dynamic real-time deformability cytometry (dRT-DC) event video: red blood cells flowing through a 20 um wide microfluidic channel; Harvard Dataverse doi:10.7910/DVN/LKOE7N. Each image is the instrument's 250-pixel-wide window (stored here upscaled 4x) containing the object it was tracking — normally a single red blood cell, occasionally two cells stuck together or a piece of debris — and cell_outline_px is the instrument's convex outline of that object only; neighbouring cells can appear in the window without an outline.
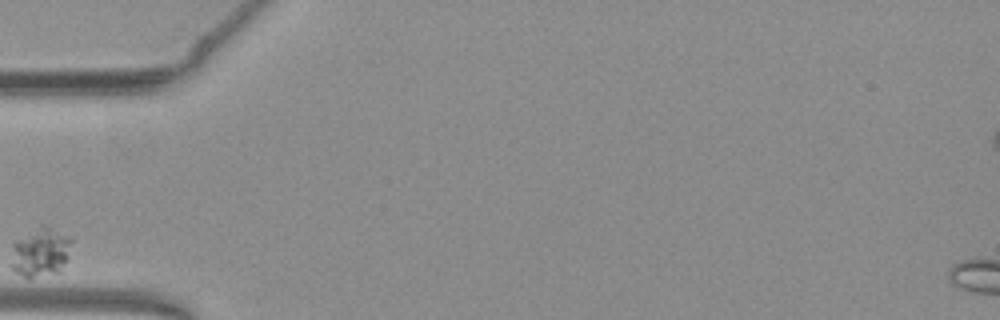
{"species": "common noctule bat (a hibernating species)", "species_latin": "Nyctalus noctula", "temperature_condition": "warm", "stored_images_in_passage": 28, "camera_frame_rate_fps": 3000, "um_per_image_px": 0.085, "animal": {"sex": "female", "body_mass_g": 19.3, "forearm_length_mm": 54.1}, "frame": {"image": 1, "passage_image": 1, "time_ms": 0.0, "image_size_px": [1000, 320], "cell_outline_px": [[72, 240], [60, 272], [28, 280], [16, 272], [12, 268], [12, 240], [40, 224], [44, 224], [72, 236]], "centroid_in_image_um": [3.4, 21.41], "position_along_channel_um": 81.6, "area_um2": 17.8}}
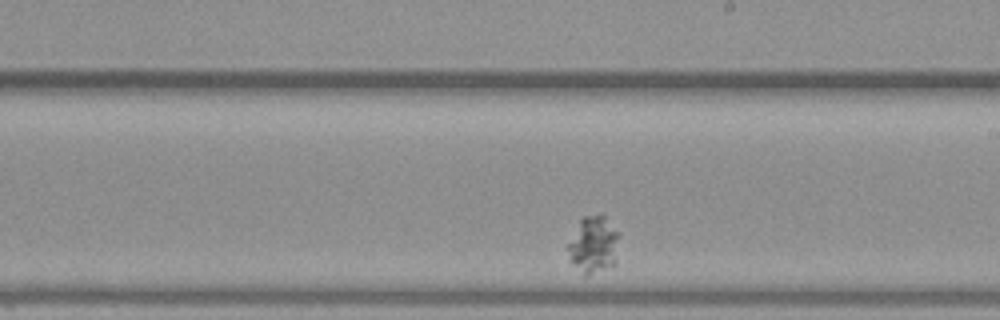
{"frame": {"image": 2, "passage_image": 16, "time_ms": 5.0, "image_size_px": [1000, 320], "cell_outline_px": [[620, 236], [616, 264], [612, 268], [588, 276], [584, 276], [572, 260], [564, 248], [580, 220], [584, 216], [600, 212], [604, 212], [620, 232]], "centroid_in_image_um": [50.5, 20.76], "position_along_channel_um": 238.5, "area_um2": 18.09}}
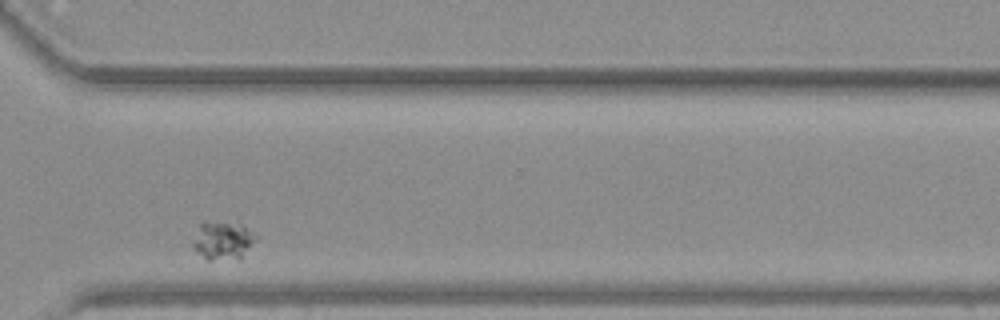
{"frame": {"image": 3, "passage_image": 26, "time_ms": 8.333, "image_size_px": [1000, 320], "cell_outline_px": [[256, 236], [240, 260], [208, 260], [192, 248], [192, 244], [200, 224], [204, 220], [244, 224]], "centroid_in_image_um": [18.91, 20.44], "position_along_channel_um": 351.7, "area_um2": 14.1}}